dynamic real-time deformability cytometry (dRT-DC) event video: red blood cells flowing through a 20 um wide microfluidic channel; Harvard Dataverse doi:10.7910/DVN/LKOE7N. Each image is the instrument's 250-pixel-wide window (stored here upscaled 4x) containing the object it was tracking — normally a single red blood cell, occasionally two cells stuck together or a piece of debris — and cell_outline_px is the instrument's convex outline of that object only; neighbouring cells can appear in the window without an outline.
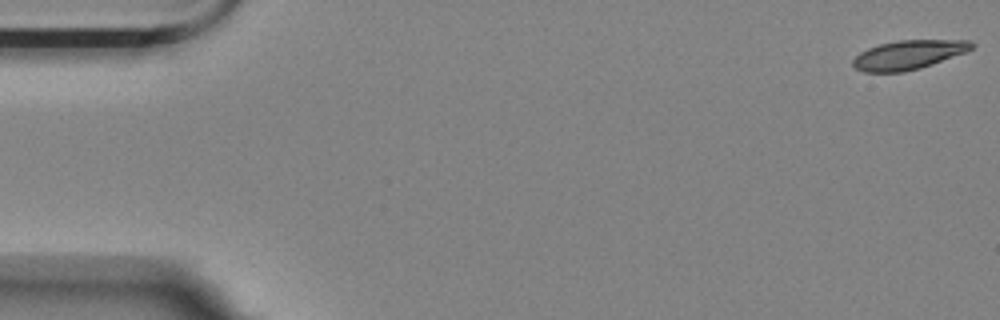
{"species": "Egyptian fruit bat (a non-hibernating species)", "species_latin": "Rousettus aegyptiacus", "temperature_condition": "room temperature", "stored_images_in_passage": 56, "camera_frame_rate_fps": 3000, "um_per_image_px": 0.085, "animal": {"sex": "female"}, "frame": {"image": 1, "passage_image": 1, "time_ms": 0.0, "image_size_px": [1000, 320], "cell_outline_px": [[976, 44], [972, 48], [964, 52], [932, 64], [920, 68], [904, 72], [864, 72], [856, 68], [852, 64], [852, 60], [860, 52], [868, 48], [880, 44], [896, 40], [972, 40]], "centroid_in_image_um": [77.21, 4.65], "position_along_channel_um": 7.8, "area_um2": 20.06}}
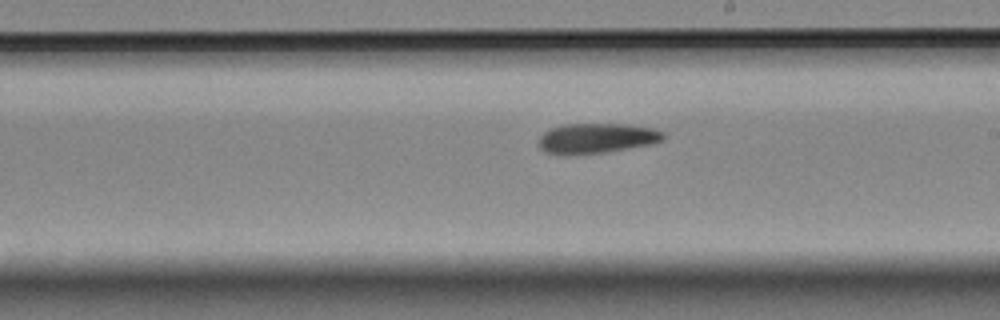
{"frame": {"image": 2, "passage_image": 32, "time_ms": 10.333, "image_size_px": [1000, 320], "cell_outline_px": [[664, 140], [648, 144], [604, 152], [568, 156], [544, 152], [540, 148], [540, 136], [544, 132], [552, 128], [564, 124], [628, 124], [652, 128], [664, 132]], "centroid_in_image_um": [50.68, 11.76], "position_along_channel_um": 238.3, "area_um2": 21.79}}
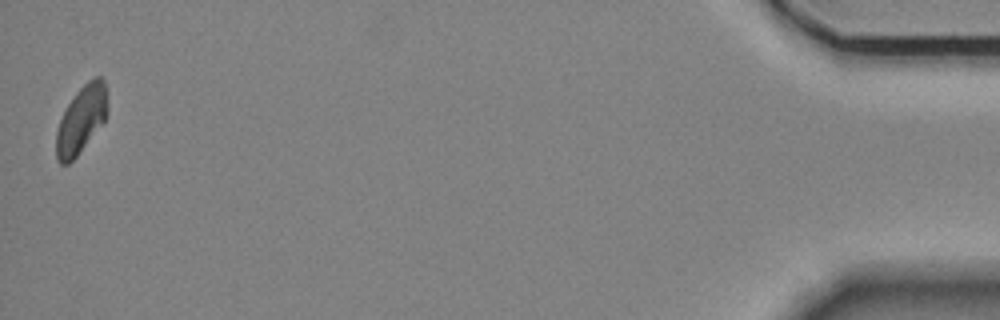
{"frame": {"image": 3, "passage_image": 56, "time_ms": 18.333, "image_size_px": [1000, 320], "cell_outline_px": [[104, 120], [76, 156], [68, 164], [60, 164], [56, 156], [56, 132], [60, 120], [68, 104], [76, 92], [92, 76], [104, 76]], "centroid_in_image_um": [6.84, 10.16], "position_along_channel_um": 428.4, "area_um2": 19.19}, "authors_computed_cell_mechanics": {"area_um2": 21.2704, "velocity_mm_per_s": 3.522, "shape_relaxation_time_tau1_ms": 6.2463, "shape_relaxation_time_tau2_ms": 11.1465, "deformation_change_tau1": 0.1502, "deformation_change_tau2": 0.1781}}